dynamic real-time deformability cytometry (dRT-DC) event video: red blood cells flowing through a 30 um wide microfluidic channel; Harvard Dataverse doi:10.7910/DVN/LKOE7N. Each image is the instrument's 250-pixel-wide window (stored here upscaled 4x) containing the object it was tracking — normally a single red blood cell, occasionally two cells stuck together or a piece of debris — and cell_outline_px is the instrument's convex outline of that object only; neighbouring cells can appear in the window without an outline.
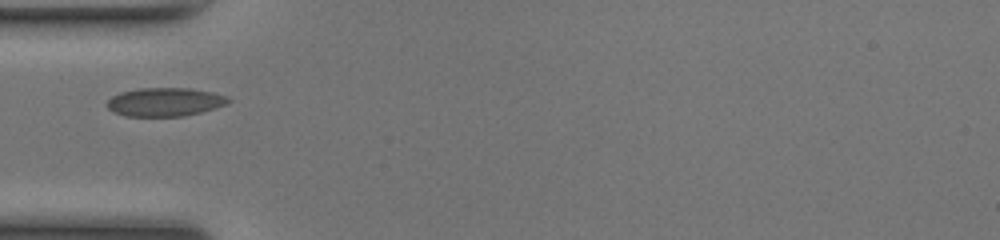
{"species": "common noctule bat (a hibernating species)", "species_latin": "Nyctalus noctula", "temperature_condition": "room temperature", "stored_images_in_passage": 35, "camera_frame_rate_fps": 3000, "um_per_image_px": 0.085, "animal": {"sex": "female", "body_mass_g": 17.0, "forearm_length_mm": 48.0}, "frame": {"image": 1, "passage_image": 1, "time_ms": 0.0, "image_size_px": [1000, 240], "cell_outline_px": [[232, 100], [224, 104], [200, 112], [184, 116], [124, 116], [112, 112], [104, 104], [112, 96], [120, 92], [140, 88], [188, 88], [212, 92], [228, 96]], "centroid_in_image_um": [13.96, 8.66], "position_along_channel_um": 71.0, "area_um2": 20.17}}
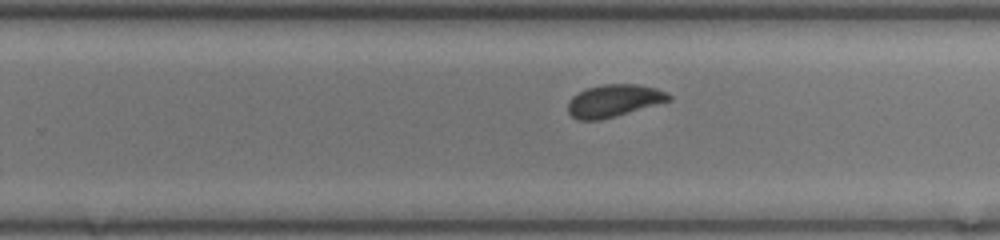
{"frame": {"image": 2, "passage_image": 16, "time_ms": 5.0, "image_size_px": [1000, 240], "cell_outline_px": [[672, 100], [616, 116], [600, 120], [576, 120], [568, 112], [568, 100], [572, 96], [584, 88], [604, 84], [640, 84], [656, 88], [668, 92], [672, 96]], "centroid_in_image_um": [52.18, 8.55], "position_along_channel_um": 277.6, "area_um2": 19.31}}
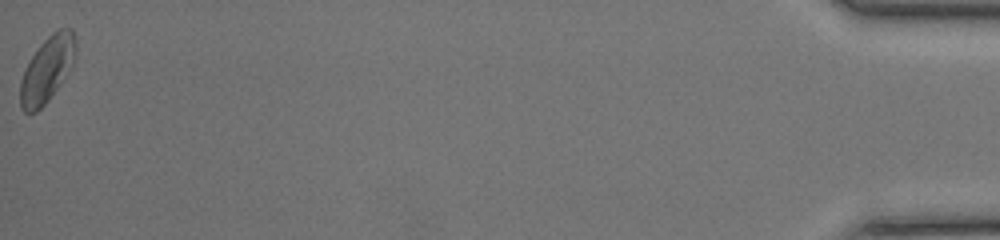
{"frame": {"image": 3, "passage_image": 35, "time_ms": 11.333, "image_size_px": [1000, 240], "cell_outline_px": [[76, 56], [72, 64], [48, 100], [36, 112], [24, 112], [20, 108], [20, 80], [24, 68], [40, 44], [56, 28], [72, 28], [76, 40]], "centroid_in_image_um": [3.99, 5.85], "position_along_channel_um": 431.2, "area_um2": 21.04}}